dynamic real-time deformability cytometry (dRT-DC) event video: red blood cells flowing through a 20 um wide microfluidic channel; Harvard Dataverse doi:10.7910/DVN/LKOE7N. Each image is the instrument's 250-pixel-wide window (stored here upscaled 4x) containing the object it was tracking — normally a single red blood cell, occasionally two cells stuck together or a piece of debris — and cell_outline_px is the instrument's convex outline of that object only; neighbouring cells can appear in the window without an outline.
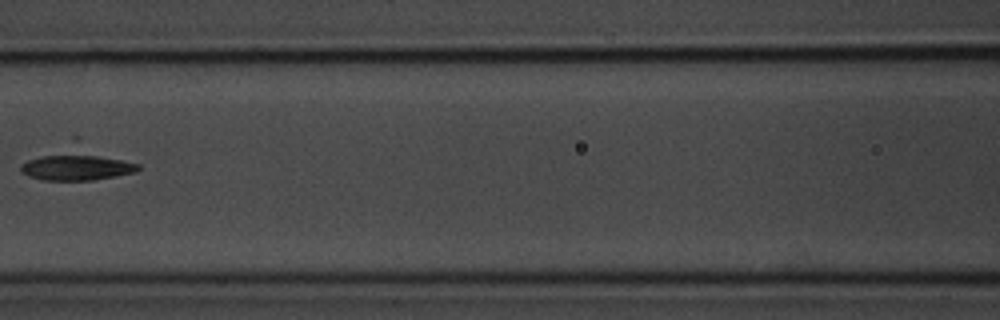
{"species": "common noctule bat (a hibernating species)", "species_latin": "Nyctalus noctula", "temperature_condition": "room temperature", "stored_images_in_passage": 7, "camera_frame_rate_fps": 3000, "um_per_image_px": 0.085, "animal": {"sex": "male", "body_mass_g": 20.1, "forearm_length_mm": 53.5}, "frame": {"image": 1, "passage_image": 6, "time_ms": 6.667, "image_size_px": [1000, 320], "cell_outline_px": [[140, 168], [136, 172], [116, 176], [92, 180], [44, 180], [28, 176], [20, 168], [20, 164], [28, 160], [40, 156], [72, 152], [76, 152], [120, 160], [140, 164]], "centroid_in_image_um": [6.49, 14.21], "position_along_channel_um": 160.1, "area_um2": 17.8}}
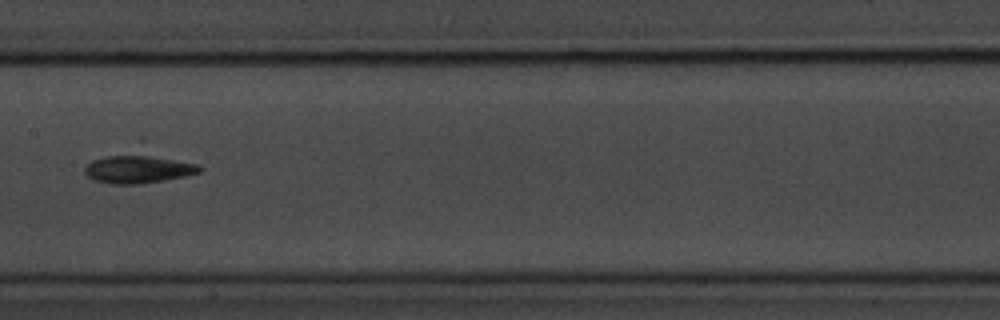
{"frame": {"image": 2, "passage_image": 7, "time_ms": 7.667, "image_size_px": [1000, 320], "cell_outline_px": [[204, 168], [200, 172], [184, 176], [164, 180], [140, 184], [112, 184], [96, 180], [88, 176], [84, 172], [84, 168], [92, 160], [140, 136], [144, 136], [200, 164]], "centroid_in_image_um": [11.95, 13.93], "position_along_channel_um": 195.4, "area_um2": 25.66}}